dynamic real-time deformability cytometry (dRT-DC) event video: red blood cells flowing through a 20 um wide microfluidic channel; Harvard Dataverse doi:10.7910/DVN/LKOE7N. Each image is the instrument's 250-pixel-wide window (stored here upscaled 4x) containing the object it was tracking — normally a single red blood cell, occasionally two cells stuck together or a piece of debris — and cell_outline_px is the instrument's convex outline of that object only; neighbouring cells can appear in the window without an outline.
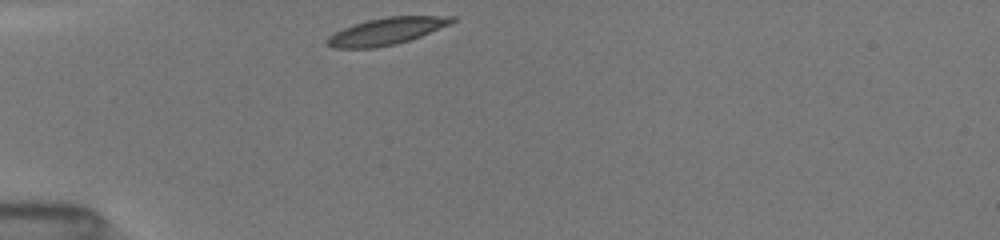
{"species": "common noctule bat (a hibernating species)", "species_latin": "Nyctalus noctula", "temperature_condition": "room temperature", "stored_images_in_passage": 13, "camera_frame_rate_fps": 3000, "um_per_image_px": 0.085, "animal": {"sex": "female", "body_mass_g": 19.5, "forearm_length_mm": 54.1}, "frame": {"image": 1, "passage_image": 1, "time_ms": 0.0, "image_size_px": [1000, 240], "cell_outline_px": [[456, 20], [452, 24], [420, 36], [396, 44], [376, 48], [332, 48], [324, 40], [328, 36], [352, 24], [368, 20], [388, 16], [456, 16]], "centroid_in_image_um": [32.86, 2.65], "position_along_channel_um": 52.1, "area_um2": 19.65}}
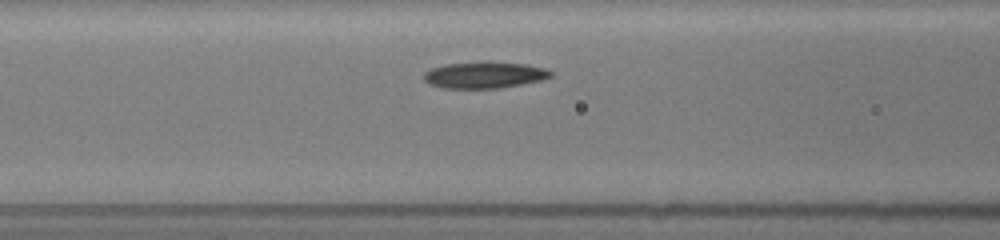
{"frame": {"image": 2, "passage_image": 8, "time_ms": 2.333, "image_size_px": [1000, 240], "cell_outline_px": [[556, 76], [540, 80], [500, 88], [444, 88], [428, 84], [424, 80], [424, 72], [432, 68], [444, 64], [480, 60], [492, 60], [524, 64], [544, 68], [552, 72]], "centroid_in_image_um": [41.17, 6.34], "position_along_channel_um": 125.4, "area_um2": 20.06}}
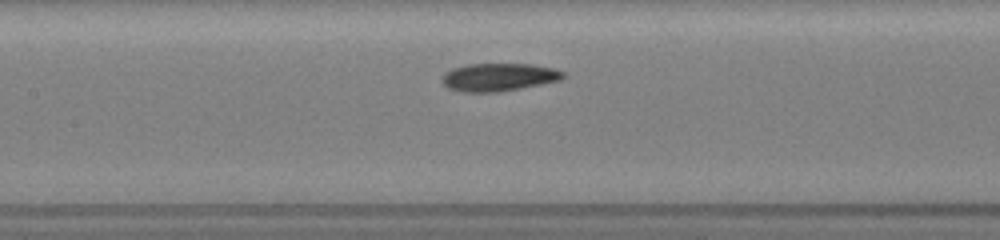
{"frame": {"image": 3, "passage_image": 11, "time_ms": 3.333, "image_size_px": [1000, 240], "cell_outline_px": [[564, 76], [560, 80], [500, 92], [456, 92], [448, 88], [440, 80], [440, 76], [444, 72], [452, 68], [468, 64], [532, 64], [556, 68], [564, 72]], "centroid_in_image_um": [42.33, 6.56], "position_along_channel_um": 165.1, "area_um2": 19.94}}